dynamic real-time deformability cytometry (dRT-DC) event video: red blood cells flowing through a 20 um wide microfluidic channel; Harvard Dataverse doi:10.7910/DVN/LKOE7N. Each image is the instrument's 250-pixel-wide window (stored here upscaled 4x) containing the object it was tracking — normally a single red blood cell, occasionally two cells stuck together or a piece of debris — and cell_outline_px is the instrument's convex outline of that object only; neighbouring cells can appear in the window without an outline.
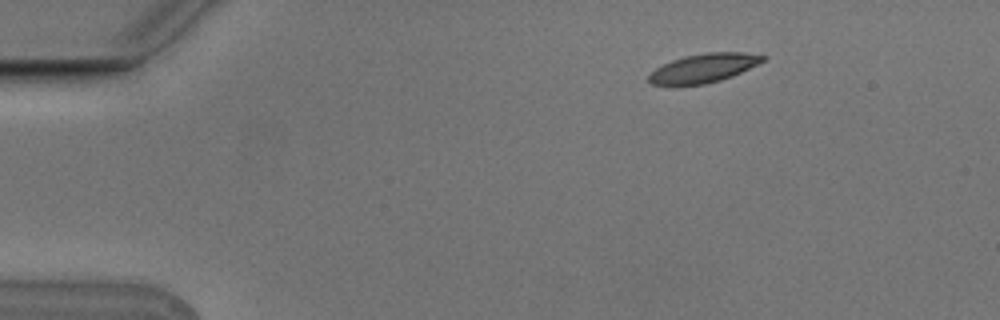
{"species": "Egyptian fruit bat (a non-hibernating species)", "species_latin": "Rousettus aegyptiacus", "temperature_condition": "cold", "stored_images_in_passage": 3, "camera_frame_rate_fps": 3000, "um_per_image_px": 0.085, "animal": {"sex": "male"}, "frame": {"image": 1, "passage_image": 1, "time_ms": 0.0, "image_size_px": [1000, 320], "cell_outline_px": [[768, 56], [764, 60], [732, 76], [720, 80], [704, 84], [652, 84], [648, 80], [648, 76], [656, 68], [672, 60], [684, 56], [704, 52], [744, 52]], "centroid_in_image_um": [59.82, 5.76], "position_along_channel_um": 25.2, "area_um2": 18.79}}
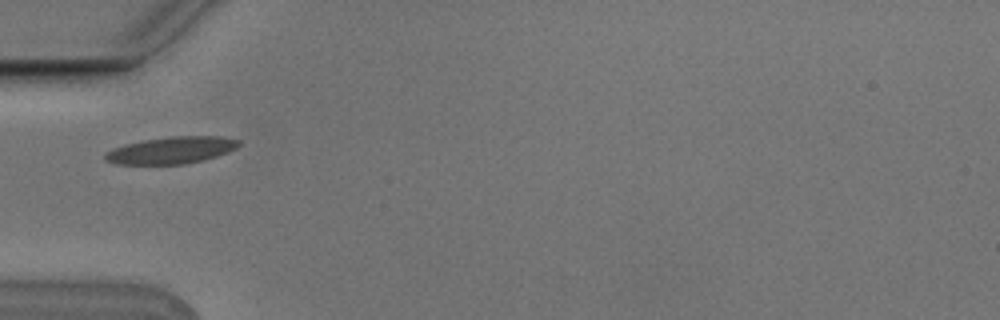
{"frame": {"image": 2, "passage_image": 3, "time_ms": 0.667, "image_size_px": [1000, 320], "cell_outline_px": [[240, 144], [236, 148], [228, 152], [204, 160], [184, 164], [116, 164], [104, 160], [104, 152], [112, 148], [124, 144], [144, 140], [172, 136], [224, 136], [240, 140]], "centroid_in_image_um": [14.55, 12.76], "position_along_channel_um": 70.4, "area_um2": 21.15}}